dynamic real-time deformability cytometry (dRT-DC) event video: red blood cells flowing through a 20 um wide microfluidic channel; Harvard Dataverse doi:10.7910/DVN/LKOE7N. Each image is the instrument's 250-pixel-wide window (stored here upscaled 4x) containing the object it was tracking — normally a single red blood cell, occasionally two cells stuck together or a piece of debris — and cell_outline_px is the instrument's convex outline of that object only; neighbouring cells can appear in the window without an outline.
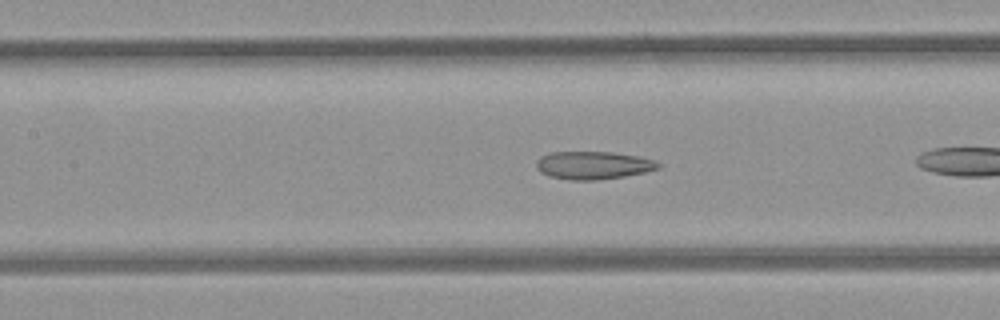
{"species": "common noctule bat (a hibernating species)", "species_latin": "Nyctalus noctula", "temperature_condition": "room temperature", "stored_images_in_passage": 26, "camera_frame_rate_fps": 3000, "um_per_image_px": 0.085, "animal": {"sex": "female", "body_mass_g": 21.9}, "frame": {"image": 1, "passage_image": 8, "time_ms": 2.333, "image_size_px": [1000, 320], "cell_outline_px": [[660, 168], [644, 172], [624, 176], [596, 180], [568, 180], [548, 176], [540, 172], [536, 168], [536, 160], [540, 156], [548, 152], [612, 152], [640, 156], [656, 160], [660, 164]], "centroid_in_image_um": [50.4, 14.04], "position_along_channel_um": 157.0, "area_um2": 20.06}}
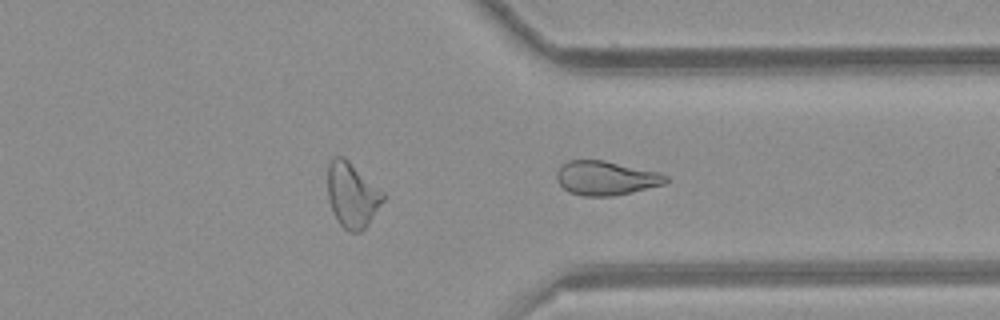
{"frame": {"image": 2, "passage_image": 26, "time_ms": 8.333, "image_size_px": [1000, 320], "cell_outline_px": [[668, 180], [664, 184], [612, 196], [584, 196], [568, 192], [556, 180], [556, 172], [560, 164], [568, 160], [604, 160], [660, 172], [668, 176]], "centroid_in_image_um": [51.47, 15.12], "position_along_channel_um": 359.9, "area_um2": 21.79}}